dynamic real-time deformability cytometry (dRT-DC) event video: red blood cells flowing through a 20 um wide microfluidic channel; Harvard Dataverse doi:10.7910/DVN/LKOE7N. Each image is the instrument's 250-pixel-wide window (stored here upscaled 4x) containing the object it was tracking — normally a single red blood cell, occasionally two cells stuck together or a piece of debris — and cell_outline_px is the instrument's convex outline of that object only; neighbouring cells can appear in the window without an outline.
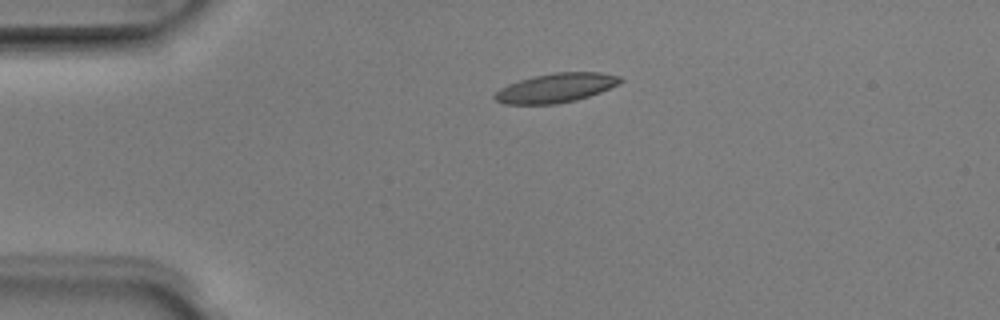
{"species": "Egyptian fruit bat (a non-hibernating species)", "species_latin": "Rousettus aegyptiacus", "temperature_condition": "room temperature", "stored_images_in_passage": 3, "camera_frame_rate_fps": 3000, "um_per_image_px": 0.085, "animal": {"sex": "male"}, "frame": {"image": 1, "passage_image": 2, "time_ms": 0.333, "image_size_px": [1000, 320], "cell_outline_px": [[624, 80], [600, 92], [576, 100], [556, 104], [504, 104], [496, 100], [492, 96], [500, 88], [508, 84], [532, 76], [552, 72], [600, 72], [620, 76]], "centroid_in_image_um": [47.22, 7.46], "position_along_channel_um": 37.8, "area_um2": 21.33}}